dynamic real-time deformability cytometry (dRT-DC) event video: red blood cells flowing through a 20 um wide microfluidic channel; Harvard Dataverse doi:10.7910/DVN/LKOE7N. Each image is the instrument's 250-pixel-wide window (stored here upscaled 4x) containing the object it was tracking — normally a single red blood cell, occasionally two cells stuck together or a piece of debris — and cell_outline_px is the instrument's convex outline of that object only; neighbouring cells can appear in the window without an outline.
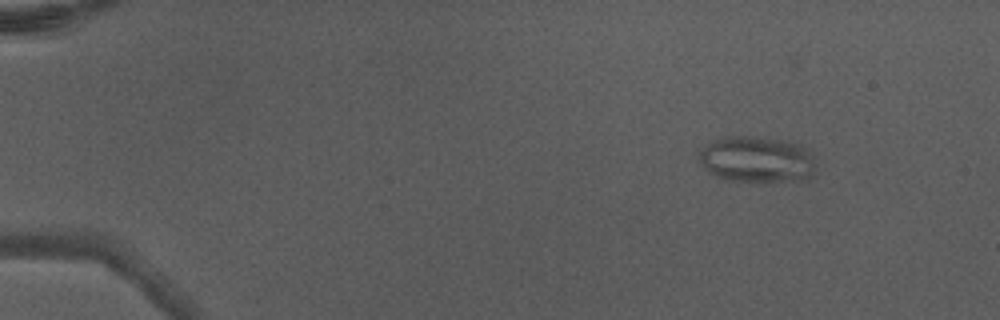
{"species": "Egyptian fruit bat (a non-hibernating species)", "species_latin": "Rousettus aegyptiacus", "temperature_condition": "warm", "stored_images_in_passage": 4, "camera_frame_rate_fps": 3000, "um_per_image_px": 0.085, "animal": {"sex": "male"}, "frame": {"image": 1, "passage_image": 2, "time_ms": 0.333, "image_size_px": [1000, 320], "cell_outline_px": [[816, 172], [812, 176], [800, 180], [760, 184], [756, 184], [724, 180], [708, 172], [704, 168], [700, 160], [700, 152], [712, 140], [724, 136], [744, 136], [784, 140], [800, 144], [808, 148], [816, 168]], "centroid_in_image_um": [64.36, 13.6], "position_along_channel_um": 20.6, "area_um2": 32.31}}